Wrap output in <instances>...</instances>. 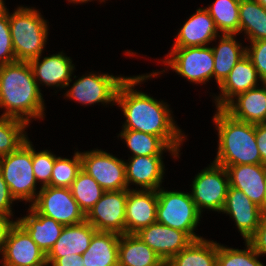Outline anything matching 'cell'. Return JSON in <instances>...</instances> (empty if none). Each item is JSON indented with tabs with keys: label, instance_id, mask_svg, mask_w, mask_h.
Returning a JSON list of instances; mask_svg holds the SVG:
<instances>
[{
	"label": "cell",
	"instance_id": "obj_24",
	"mask_svg": "<svg viewBox=\"0 0 266 266\" xmlns=\"http://www.w3.org/2000/svg\"><path fill=\"white\" fill-rule=\"evenodd\" d=\"M27 213L26 216L16 218V221L47 255L59 238L64 225L53 218L41 215L32 205H29Z\"/></svg>",
	"mask_w": 266,
	"mask_h": 266
},
{
	"label": "cell",
	"instance_id": "obj_29",
	"mask_svg": "<svg viewBox=\"0 0 266 266\" xmlns=\"http://www.w3.org/2000/svg\"><path fill=\"white\" fill-rule=\"evenodd\" d=\"M123 139L131 151V156L163 155L169 152L174 159L180 158L173 148L169 147L160 137L141 131L122 129L118 138ZM164 152V153H163Z\"/></svg>",
	"mask_w": 266,
	"mask_h": 266
},
{
	"label": "cell",
	"instance_id": "obj_39",
	"mask_svg": "<svg viewBox=\"0 0 266 266\" xmlns=\"http://www.w3.org/2000/svg\"><path fill=\"white\" fill-rule=\"evenodd\" d=\"M247 242L260 256L266 255V212H264L255 233L247 240Z\"/></svg>",
	"mask_w": 266,
	"mask_h": 266
},
{
	"label": "cell",
	"instance_id": "obj_17",
	"mask_svg": "<svg viewBox=\"0 0 266 266\" xmlns=\"http://www.w3.org/2000/svg\"><path fill=\"white\" fill-rule=\"evenodd\" d=\"M163 158V155L133 156L124 161L128 190L130 185H137V190H158L162 187L166 170Z\"/></svg>",
	"mask_w": 266,
	"mask_h": 266
},
{
	"label": "cell",
	"instance_id": "obj_14",
	"mask_svg": "<svg viewBox=\"0 0 266 266\" xmlns=\"http://www.w3.org/2000/svg\"><path fill=\"white\" fill-rule=\"evenodd\" d=\"M163 262H168L194 240L185 232L155 222L135 233Z\"/></svg>",
	"mask_w": 266,
	"mask_h": 266
},
{
	"label": "cell",
	"instance_id": "obj_10",
	"mask_svg": "<svg viewBox=\"0 0 266 266\" xmlns=\"http://www.w3.org/2000/svg\"><path fill=\"white\" fill-rule=\"evenodd\" d=\"M81 160L82 170L105 191L128 190L124 160L97 148L81 152Z\"/></svg>",
	"mask_w": 266,
	"mask_h": 266
},
{
	"label": "cell",
	"instance_id": "obj_12",
	"mask_svg": "<svg viewBox=\"0 0 266 266\" xmlns=\"http://www.w3.org/2000/svg\"><path fill=\"white\" fill-rule=\"evenodd\" d=\"M128 190L105 191L86 214V221L97 231L125 234V212Z\"/></svg>",
	"mask_w": 266,
	"mask_h": 266
},
{
	"label": "cell",
	"instance_id": "obj_21",
	"mask_svg": "<svg viewBox=\"0 0 266 266\" xmlns=\"http://www.w3.org/2000/svg\"><path fill=\"white\" fill-rule=\"evenodd\" d=\"M229 186L241 190L265 212V165L241 164L226 167Z\"/></svg>",
	"mask_w": 266,
	"mask_h": 266
},
{
	"label": "cell",
	"instance_id": "obj_26",
	"mask_svg": "<svg viewBox=\"0 0 266 266\" xmlns=\"http://www.w3.org/2000/svg\"><path fill=\"white\" fill-rule=\"evenodd\" d=\"M120 234L96 231L89 247L81 255L84 266H118Z\"/></svg>",
	"mask_w": 266,
	"mask_h": 266
},
{
	"label": "cell",
	"instance_id": "obj_5",
	"mask_svg": "<svg viewBox=\"0 0 266 266\" xmlns=\"http://www.w3.org/2000/svg\"><path fill=\"white\" fill-rule=\"evenodd\" d=\"M0 168L13 198L31 206L40 191L33 173L31 140L28 138L16 151L0 157Z\"/></svg>",
	"mask_w": 266,
	"mask_h": 266
},
{
	"label": "cell",
	"instance_id": "obj_27",
	"mask_svg": "<svg viewBox=\"0 0 266 266\" xmlns=\"http://www.w3.org/2000/svg\"><path fill=\"white\" fill-rule=\"evenodd\" d=\"M164 262L136 234L120 235L118 266H160Z\"/></svg>",
	"mask_w": 266,
	"mask_h": 266
},
{
	"label": "cell",
	"instance_id": "obj_28",
	"mask_svg": "<svg viewBox=\"0 0 266 266\" xmlns=\"http://www.w3.org/2000/svg\"><path fill=\"white\" fill-rule=\"evenodd\" d=\"M218 243L200 238L174 255L170 266H217Z\"/></svg>",
	"mask_w": 266,
	"mask_h": 266
},
{
	"label": "cell",
	"instance_id": "obj_45",
	"mask_svg": "<svg viewBox=\"0 0 266 266\" xmlns=\"http://www.w3.org/2000/svg\"><path fill=\"white\" fill-rule=\"evenodd\" d=\"M6 9H7V6L5 5V1L4 0H0V13L5 11Z\"/></svg>",
	"mask_w": 266,
	"mask_h": 266
},
{
	"label": "cell",
	"instance_id": "obj_42",
	"mask_svg": "<svg viewBox=\"0 0 266 266\" xmlns=\"http://www.w3.org/2000/svg\"><path fill=\"white\" fill-rule=\"evenodd\" d=\"M16 222V220L13 221L12 216L0 213V253L4 247L10 229Z\"/></svg>",
	"mask_w": 266,
	"mask_h": 266
},
{
	"label": "cell",
	"instance_id": "obj_2",
	"mask_svg": "<svg viewBox=\"0 0 266 266\" xmlns=\"http://www.w3.org/2000/svg\"><path fill=\"white\" fill-rule=\"evenodd\" d=\"M28 61H15L0 66V117H12L28 125L45 118V103Z\"/></svg>",
	"mask_w": 266,
	"mask_h": 266
},
{
	"label": "cell",
	"instance_id": "obj_35",
	"mask_svg": "<svg viewBox=\"0 0 266 266\" xmlns=\"http://www.w3.org/2000/svg\"><path fill=\"white\" fill-rule=\"evenodd\" d=\"M244 249H235L218 242L217 266H265L260 255L245 241Z\"/></svg>",
	"mask_w": 266,
	"mask_h": 266
},
{
	"label": "cell",
	"instance_id": "obj_37",
	"mask_svg": "<svg viewBox=\"0 0 266 266\" xmlns=\"http://www.w3.org/2000/svg\"><path fill=\"white\" fill-rule=\"evenodd\" d=\"M17 61L9 27V9L0 13V66Z\"/></svg>",
	"mask_w": 266,
	"mask_h": 266
},
{
	"label": "cell",
	"instance_id": "obj_36",
	"mask_svg": "<svg viewBox=\"0 0 266 266\" xmlns=\"http://www.w3.org/2000/svg\"><path fill=\"white\" fill-rule=\"evenodd\" d=\"M56 157L53 152L47 149L37 152L32 144L33 173L37 183L40 182V188L49 186Z\"/></svg>",
	"mask_w": 266,
	"mask_h": 266
},
{
	"label": "cell",
	"instance_id": "obj_11",
	"mask_svg": "<svg viewBox=\"0 0 266 266\" xmlns=\"http://www.w3.org/2000/svg\"><path fill=\"white\" fill-rule=\"evenodd\" d=\"M38 189L40 191L32 206L41 215L53 218L64 226L86 220V215L73 198L70 188L46 186Z\"/></svg>",
	"mask_w": 266,
	"mask_h": 266
},
{
	"label": "cell",
	"instance_id": "obj_32",
	"mask_svg": "<svg viewBox=\"0 0 266 266\" xmlns=\"http://www.w3.org/2000/svg\"><path fill=\"white\" fill-rule=\"evenodd\" d=\"M73 198L86 215L91 208L101 199L105 190L97 181L81 170L70 186Z\"/></svg>",
	"mask_w": 266,
	"mask_h": 266
},
{
	"label": "cell",
	"instance_id": "obj_6",
	"mask_svg": "<svg viewBox=\"0 0 266 266\" xmlns=\"http://www.w3.org/2000/svg\"><path fill=\"white\" fill-rule=\"evenodd\" d=\"M157 222L187 233L193 240L203 238L197 230L202 217L190 192L168 191L164 187L157 190Z\"/></svg>",
	"mask_w": 266,
	"mask_h": 266
},
{
	"label": "cell",
	"instance_id": "obj_15",
	"mask_svg": "<svg viewBox=\"0 0 266 266\" xmlns=\"http://www.w3.org/2000/svg\"><path fill=\"white\" fill-rule=\"evenodd\" d=\"M41 58H43L41 60ZM72 58L63 51L50 56L42 57V54L29 61L33 70L34 78L40 85L55 87L56 89H66V85L72 80L75 65ZM58 87V88H57Z\"/></svg>",
	"mask_w": 266,
	"mask_h": 266
},
{
	"label": "cell",
	"instance_id": "obj_48",
	"mask_svg": "<svg viewBox=\"0 0 266 266\" xmlns=\"http://www.w3.org/2000/svg\"><path fill=\"white\" fill-rule=\"evenodd\" d=\"M265 186H266V165H265ZM265 212H266V191H265Z\"/></svg>",
	"mask_w": 266,
	"mask_h": 266
},
{
	"label": "cell",
	"instance_id": "obj_43",
	"mask_svg": "<svg viewBox=\"0 0 266 266\" xmlns=\"http://www.w3.org/2000/svg\"><path fill=\"white\" fill-rule=\"evenodd\" d=\"M50 266H84L83 259L80 255L69 254L57 258Z\"/></svg>",
	"mask_w": 266,
	"mask_h": 266
},
{
	"label": "cell",
	"instance_id": "obj_18",
	"mask_svg": "<svg viewBox=\"0 0 266 266\" xmlns=\"http://www.w3.org/2000/svg\"><path fill=\"white\" fill-rule=\"evenodd\" d=\"M128 190L125 212V233L135 234L157 222V190Z\"/></svg>",
	"mask_w": 266,
	"mask_h": 266
},
{
	"label": "cell",
	"instance_id": "obj_49",
	"mask_svg": "<svg viewBox=\"0 0 266 266\" xmlns=\"http://www.w3.org/2000/svg\"><path fill=\"white\" fill-rule=\"evenodd\" d=\"M160 266H170L167 262H164L163 264H161Z\"/></svg>",
	"mask_w": 266,
	"mask_h": 266
},
{
	"label": "cell",
	"instance_id": "obj_41",
	"mask_svg": "<svg viewBox=\"0 0 266 266\" xmlns=\"http://www.w3.org/2000/svg\"><path fill=\"white\" fill-rule=\"evenodd\" d=\"M255 139L262 164L266 165V123L255 124Z\"/></svg>",
	"mask_w": 266,
	"mask_h": 266
},
{
	"label": "cell",
	"instance_id": "obj_40",
	"mask_svg": "<svg viewBox=\"0 0 266 266\" xmlns=\"http://www.w3.org/2000/svg\"><path fill=\"white\" fill-rule=\"evenodd\" d=\"M14 201L16 200L13 198L9 187L3 178L2 170L0 168V213L8 214L14 217V212L12 210L13 208H11L12 204H14Z\"/></svg>",
	"mask_w": 266,
	"mask_h": 266
},
{
	"label": "cell",
	"instance_id": "obj_22",
	"mask_svg": "<svg viewBox=\"0 0 266 266\" xmlns=\"http://www.w3.org/2000/svg\"><path fill=\"white\" fill-rule=\"evenodd\" d=\"M223 109L239 121L266 123V83L238 94Z\"/></svg>",
	"mask_w": 266,
	"mask_h": 266
},
{
	"label": "cell",
	"instance_id": "obj_4",
	"mask_svg": "<svg viewBox=\"0 0 266 266\" xmlns=\"http://www.w3.org/2000/svg\"><path fill=\"white\" fill-rule=\"evenodd\" d=\"M49 22L34 7L17 6L9 12V27L17 61H30L39 57L48 40Z\"/></svg>",
	"mask_w": 266,
	"mask_h": 266
},
{
	"label": "cell",
	"instance_id": "obj_8",
	"mask_svg": "<svg viewBox=\"0 0 266 266\" xmlns=\"http://www.w3.org/2000/svg\"><path fill=\"white\" fill-rule=\"evenodd\" d=\"M88 73L82 75L74 82L71 80L66 85V88L70 87V89L66 90L65 99L75 100V102L85 106H91L96 103L114 106L118 87L127 76H115L96 71L95 73ZM71 82H73L72 86L70 85Z\"/></svg>",
	"mask_w": 266,
	"mask_h": 266
},
{
	"label": "cell",
	"instance_id": "obj_46",
	"mask_svg": "<svg viewBox=\"0 0 266 266\" xmlns=\"http://www.w3.org/2000/svg\"><path fill=\"white\" fill-rule=\"evenodd\" d=\"M259 2L264 8H266V0H255Z\"/></svg>",
	"mask_w": 266,
	"mask_h": 266
},
{
	"label": "cell",
	"instance_id": "obj_16",
	"mask_svg": "<svg viewBox=\"0 0 266 266\" xmlns=\"http://www.w3.org/2000/svg\"><path fill=\"white\" fill-rule=\"evenodd\" d=\"M222 214L229 215L238 232L247 241L256 231L264 214L241 190L229 186Z\"/></svg>",
	"mask_w": 266,
	"mask_h": 266
},
{
	"label": "cell",
	"instance_id": "obj_1",
	"mask_svg": "<svg viewBox=\"0 0 266 266\" xmlns=\"http://www.w3.org/2000/svg\"><path fill=\"white\" fill-rule=\"evenodd\" d=\"M157 77L153 72L136 76H127L119 85L116 93V105L122 110L125 122L121 129L141 131L160 137L178 154L187 136L176 124L170 105L157 100L142 91L136 90L146 80Z\"/></svg>",
	"mask_w": 266,
	"mask_h": 266
},
{
	"label": "cell",
	"instance_id": "obj_34",
	"mask_svg": "<svg viewBox=\"0 0 266 266\" xmlns=\"http://www.w3.org/2000/svg\"><path fill=\"white\" fill-rule=\"evenodd\" d=\"M72 157V159L56 157L49 186L70 188L78 173L82 170L81 152L75 150Z\"/></svg>",
	"mask_w": 266,
	"mask_h": 266
},
{
	"label": "cell",
	"instance_id": "obj_31",
	"mask_svg": "<svg viewBox=\"0 0 266 266\" xmlns=\"http://www.w3.org/2000/svg\"><path fill=\"white\" fill-rule=\"evenodd\" d=\"M240 0H215L204 7L213 18L220 34H239Z\"/></svg>",
	"mask_w": 266,
	"mask_h": 266
},
{
	"label": "cell",
	"instance_id": "obj_3",
	"mask_svg": "<svg viewBox=\"0 0 266 266\" xmlns=\"http://www.w3.org/2000/svg\"><path fill=\"white\" fill-rule=\"evenodd\" d=\"M212 120L218 131L214 163L224 168L231 165L262 164L255 139V124L234 119L223 108H217Z\"/></svg>",
	"mask_w": 266,
	"mask_h": 266
},
{
	"label": "cell",
	"instance_id": "obj_19",
	"mask_svg": "<svg viewBox=\"0 0 266 266\" xmlns=\"http://www.w3.org/2000/svg\"><path fill=\"white\" fill-rule=\"evenodd\" d=\"M262 83L251 59L247 55L243 56L218 87L219 95L213 96L216 109L224 108L238 94L256 88Z\"/></svg>",
	"mask_w": 266,
	"mask_h": 266
},
{
	"label": "cell",
	"instance_id": "obj_33",
	"mask_svg": "<svg viewBox=\"0 0 266 266\" xmlns=\"http://www.w3.org/2000/svg\"><path fill=\"white\" fill-rule=\"evenodd\" d=\"M28 127L23 120L0 117V157L16 151L29 138Z\"/></svg>",
	"mask_w": 266,
	"mask_h": 266
},
{
	"label": "cell",
	"instance_id": "obj_44",
	"mask_svg": "<svg viewBox=\"0 0 266 266\" xmlns=\"http://www.w3.org/2000/svg\"><path fill=\"white\" fill-rule=\"evenodd\" d=\"M69 1L70 3H74V4H79V3H88V2H91V1H94V0H67ZM100 1V3L102 2H105L107 0H98V2Z\"/></svg>",
	"mask_w": 266,
	"mask_h": 266
},
{
	"label": "cell",
	"instance_id": "obj_25",
	"mask_svg": "<svg viewBox=\"0 0 266 266\" xmlns=\"http://www.w3.org/2000/svg\"><path fill=\"white\" fill-rule=\"evenodd\" d=\"M216 46H212L214 55L213 78L218 87L228 77L235 64L246 55V46L236 39V35L221 34Z\"/></svg>",
	"mask_w": 266,
	"mask_h": 266
},
{
	"label": "cell",
	"instance_id": "obj_47",
	"mask_svg": "<svg viewBox=\"0 0 266 266\" xmlns=\"http://www.w3.org/2000/svg\"><path fill=\"white\" fill-rule=\"evenodd\" d=\"M32 266H50V264H49L47 261H45V262L42 263V264L32 265Z\"/></svg>",
	"mask_w": 266,
	"mask_h": 266
},
{
	"label": "cell",
	"instance_id": "obj_23",
	"mask_svg": "<svg viewBox=\"0 0 266 266\" xmlns=\"http://www.w3.org/2000/svg\"><path fill=\"white\" fill-rule=\"evenodd\" d=\"M97 230L86 220L76 225L64 226L59 238L46 255L51 265L57 258L69 254L82 255L89 247L90 241Z\"/></svg>",
	"mask_w": 266,
	"mask_h": 266
},
{
	"label": "cell",
	"instance_id": "obj_9",
	"mask_svg": "<svg viewBox=\"0 0 266 266\" xmlns=\"http://www.w3.org/2000/svg\"><path fill=\"white\" fill-rule=\"evenodd\" d=\"M191 197L202 214L203 209L221 213L229 187V177L226 168L212 161L209 166L195 175L192 185Z\"/></svg>",
	"mask_w": 266,
	"mask_h": 266
},
{
	"label": "cell",
	"instance_id": "obj_30",
	"mask_svg": "<svg viewBox=\"0 0 266 266\" xmlns=\"http://www.w3.org/2000/svg\"><path fill=\"white\" fill-rule=\"evenodd\" d=\"M242 32L248 42L266 39V8L255 0H240L239 35Z\"/></svg>",
	"mask_w": 266,
	"mask_h": 266
},
{
	"label": "cell",
	"instance_id": "obj_20",
	"mask_svg": "<svg viewBox=\"0 0 266 266\" xmlns=\"http://www.w3.org/2000/svg\"><path fill=\"white\" fill-rule=\"evenodd\" d=\"M220 35L209 12L199 7L179 29L172 47L208 46Z\"/></svg>",
	"mask_w": 266,
	"mask_h": 266
},
{
	"label": "cell",
	"instance_id": "obj_13",
	"mask_svg": "<svg viewBox=\"0 0 266 266\" xmlns=\"http://www.w3.org/2000/svg\"><path fill=\"white\" fill-rule=\"evenodd\" d=\"M0 256L2 266H32L46 261V254L18 222L10 229Z\"/></svg>",
	"mask_w": 266,
	"mask_h": 266
},
{
	"label": "cell",
	"instance_id": "obj_7",
	"mask_svg": "<svg viewBox=\"0 0 266 266\" xmlns=\"http://www.w3.org/2000/svg\"><path fill=\"white\" fill-rule=\"evenodd\" d=\"M166 59H161L167 69L153 71L156 76L162 75L168 68L185 78L190 83L206 84L213 78L214 55L211 46L171 47Z\"/></svg>",
	"mask_w": 266,
	"mask_h": 266
},
{
	"label": "cell",
	"instance_id": "obj_38",
	"mask_svg": "<svg viewBox=\"0 0 266 266\" xmlns=\"http://www.w3.org/2000/svg\"><path fill=\"white\" fill-rule=\"evenodd\" d=\"M246 55L251 59L260 79L266 83V39L250 42Z\"/></svg>",
	"mask_w": 266,
	"mask_h": 266
}]
</instances>
